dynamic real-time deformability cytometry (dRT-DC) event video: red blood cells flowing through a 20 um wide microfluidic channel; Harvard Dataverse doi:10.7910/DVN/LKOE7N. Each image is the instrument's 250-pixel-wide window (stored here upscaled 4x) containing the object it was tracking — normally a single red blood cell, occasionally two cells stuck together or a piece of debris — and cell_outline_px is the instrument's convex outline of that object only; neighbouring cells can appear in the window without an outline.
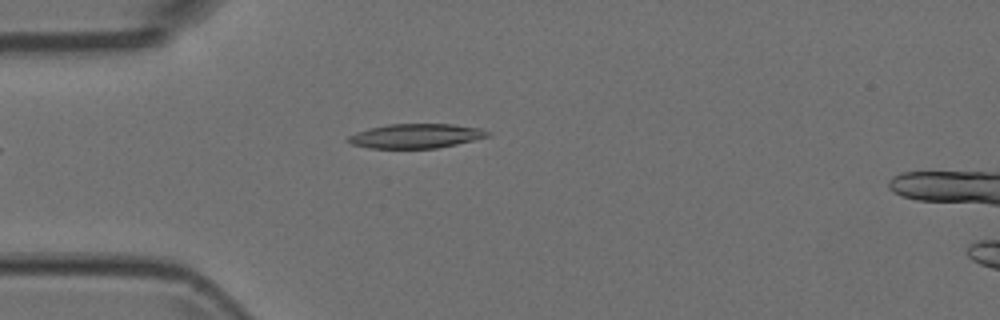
{"species": "Egyptian fruit bat (a non-hibernating species)", "species_latin": "Rousettus aegyptiacus", "temperature_condition": "room temperature", "stored_images_in_passage": 4, "camera_frame_rate_fps": 3000, "um_per_image_px": 0.085, "animal": {"sex": "female"}, "frame": {"image": 1, "passage_image": 4, "time_ms": 1.0, "image_size_px": [1000, 320], "cell_outline_px": [[492, 136], [456, 144], [436, 148], [368, 148], [352, 144], [344, 140], [348, 136], [356, 132], [368, 128], [388, 124], [452, 124], [484, 128], [492, 132]], "centroid_in_image_um": [35.39, 11.55], "position_along_channel_um": 49.6, "area_um2": 20.11}}